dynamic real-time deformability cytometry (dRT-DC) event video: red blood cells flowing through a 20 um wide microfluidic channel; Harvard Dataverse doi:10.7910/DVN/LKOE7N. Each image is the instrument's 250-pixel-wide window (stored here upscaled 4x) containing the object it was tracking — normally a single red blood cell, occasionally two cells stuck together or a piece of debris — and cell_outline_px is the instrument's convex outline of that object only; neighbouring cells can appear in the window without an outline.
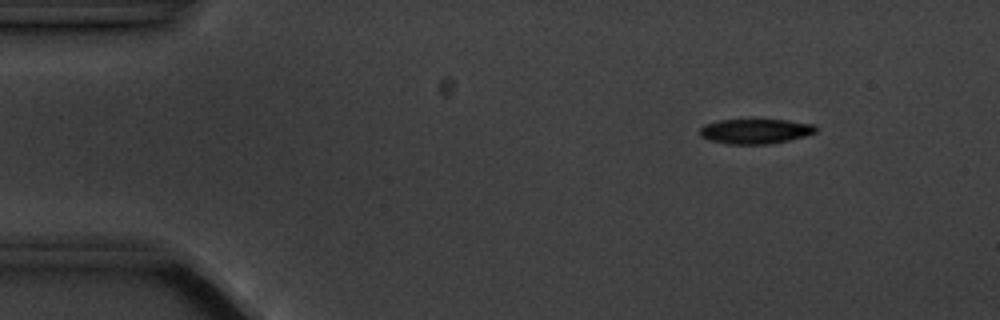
{"species": "common noctule bat (a hibernating species)", "species_latin": "Nyctalus noctula", "temperature_condition": "cold", "stored_images_in_passage": 9, "camera_frame_rate_fps": 3000, "um_per_image_px": 0.085, "animal": {"sex": "male", "body_mass_g": 20.1, "forearm_length_mm": 53.5}, "frame": {"image": 1, "passage_image": 1, "time_ms": 0.0, "image_size_px": [1000, 320], "cell_outline_px": [[816, 132], [804, 136], [788, 140], [768, 144], [728, 144], [708, 140], [700, 136], [700, 128], [704, 124], [720, 120], [788, 120], [812, 124], [816, 128]], "centroid_in_image_um": [64.16, 11.16], "position_along_channel_um": 20.8, "area_um2": 16.7}}
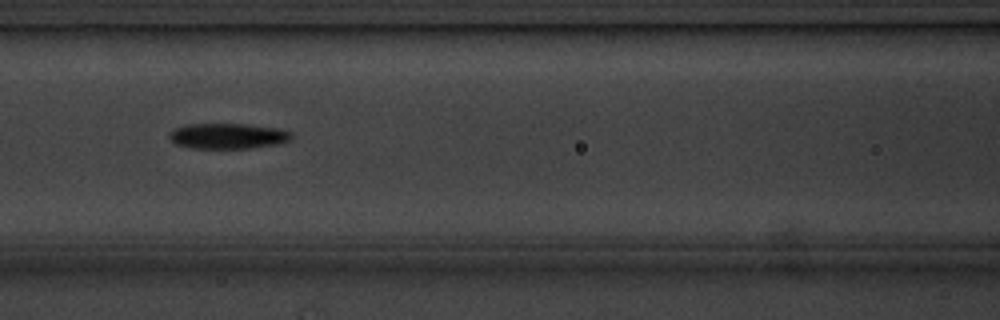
{"frame": {"image": 2, "passage_image": 6, "time_ms": 5.667, "image_size_px": [1000, 320], "cell_outline_px": [[292, 136], [288, 140], [276, 144], [252, 148], [188, 148], [176, 144], [168, 136], [176, 128], [188, 124], [244, 124], [280, 128], [292, 132]], "centroid_in_image_um": [19.38, 11.56], "position_along_channel_um": 147.2, "area_um2": 18.03}}